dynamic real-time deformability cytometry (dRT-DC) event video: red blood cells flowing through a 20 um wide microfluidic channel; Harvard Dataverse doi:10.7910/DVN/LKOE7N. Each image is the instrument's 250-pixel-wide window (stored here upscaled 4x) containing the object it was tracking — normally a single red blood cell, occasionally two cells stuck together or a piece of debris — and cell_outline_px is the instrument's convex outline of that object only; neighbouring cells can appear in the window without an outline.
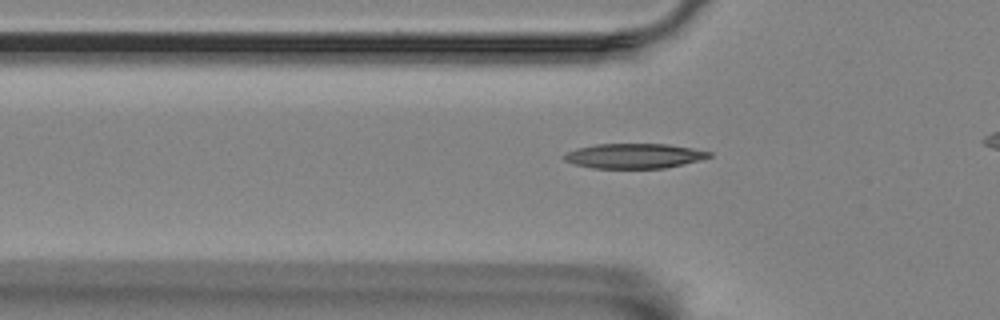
{"species": "Egyptian fruit bat (a non-hibernating species)", "species_latin": "Rousettus aegyptiacus", "temperature_condition": "room temperature", "stored_images_in_passage": 8, "camera_frame_rate_fps": 3000, "um_per_image_px": 0.085, "animal": {"sex": "female"}, "frame": {"image": 1, "passage_image": 7, "time_ms": 7.667, "image_size_px": [1000, 320], "cell_outline_px": [[712, 156], [700, 160], [684, 164], [664, 168], [592, 168], [576, 164], [564, 160], [564, 156], [568, 152], [576, 148], [596, 144], [668, 144], [692, 148], [712, 152]], "centroid_in_image_um": [53.94, 13.25], "position_along_channel_um": 71.9, "area_um2": 20.92}}